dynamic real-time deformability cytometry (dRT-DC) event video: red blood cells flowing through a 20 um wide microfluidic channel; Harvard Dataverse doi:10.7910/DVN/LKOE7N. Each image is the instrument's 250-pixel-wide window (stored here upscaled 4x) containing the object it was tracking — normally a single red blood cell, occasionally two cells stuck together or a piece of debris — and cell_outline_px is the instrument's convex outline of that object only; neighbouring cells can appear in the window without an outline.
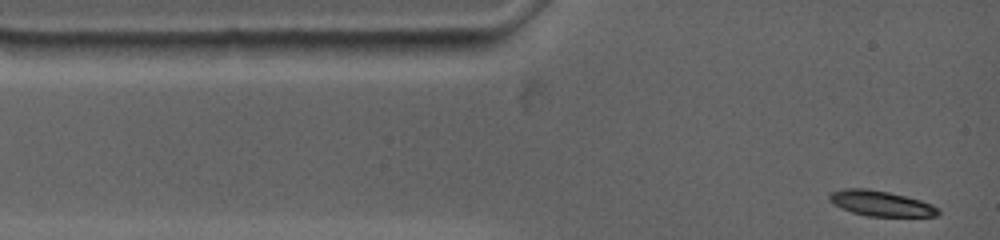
{"species": "common noctule bat (a hibernating species)", "species_latin": "Nyctalus noctula", "temperature_condition": "warm", "stored_images_in_passage": 24, "camera_frame_rate_fps": 4500, "um_per_image_px": 0.085, "animal": {"sex": "female", "body_mass_g": 19.0, "forearm_length_mm": 53.3}, "frame": {"image": 1, "passage_image": 1, "time_ms": 0.0, "image_size_px": [1000, 240], "cell_outline_px": [[940, 212], [936, 216], [864, 216], [852, 212], [832, 204], [828, 200], [828, 196], [832, 192], [844, 188], [868, 188], [888, 192], [920, 200], [932, 204], [940, 208]], "centroid_in_image_um": [74.85, 17.29], "position_along_channel_um": 10.1, "area_um2": 16.13}}
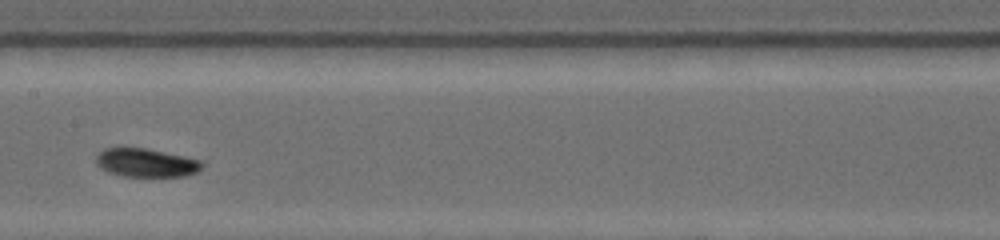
{"frame": {"image": 2, "passage_image": 14, "time_ms": 6.0, "image_size_px": [1000, 240], "cell_outline_px": [[204, 168], [188, 176], [120, 176], [108, 172], [100, 168], [96, 164], [96, 152], [104, 148], [120, 144], [144, 148], [184, 156], [200, 160], [204, 164]], "centroid_in_image_um": [12.34, 13.79], "position_along_channel_um": 195.1, "area_um2": 18.32}}
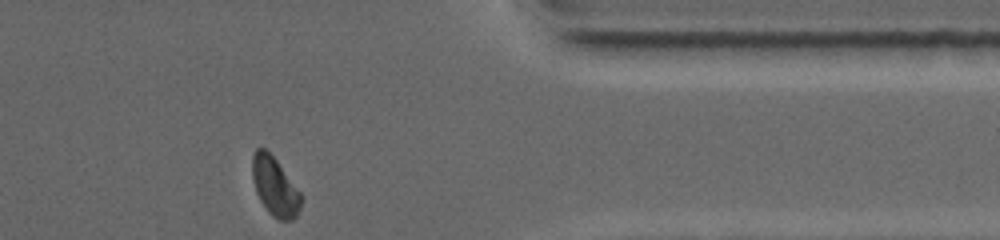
{"frame": {"image": 3, "passage_image": 24, "time_ms": 11.778, "image_size_px": [1000, 240], "cell_outline_px": [[304, 196], [300, 208], [296, 216], [292, 220], [280, 220], [272, 216], [268, 212], [260, 200], [256, 192], [252, 180], [252, 156], [256, 148], [264, 148], [276, 160]], "centroid_in_image_um": [23.37, 15.87], "position_along_channel_um": 388.0, "area_um2": 16.76}, "authors_computed_cell_mechanics": {"area_um2": 17.5423, "velocity_mm_per_s": 3.6639, "shape_relaxation_time_tau1_ms": 3.0251, "shape_relaxation_time_tau2_ms": 3.8531, "deformation_change_tau1": 0.1133, "deformation_change_tau2": 0.0798}}